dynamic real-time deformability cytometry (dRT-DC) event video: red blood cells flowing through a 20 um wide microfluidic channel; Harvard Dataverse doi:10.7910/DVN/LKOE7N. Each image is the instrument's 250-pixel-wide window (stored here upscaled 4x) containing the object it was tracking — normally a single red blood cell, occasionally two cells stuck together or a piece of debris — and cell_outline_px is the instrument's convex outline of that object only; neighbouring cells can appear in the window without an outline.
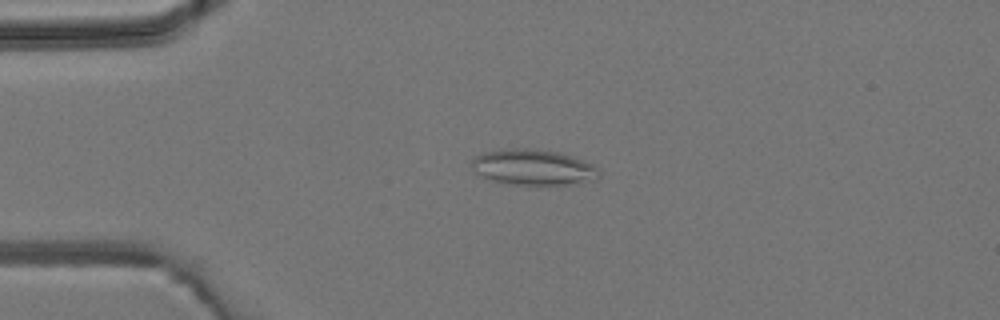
{"species": "common noctule bat (a hibernating species)", "species_latin": "Nyctalus noctula", "temperature_condition": "room temperature", "stored_images_in_passage": 3, "camera_frame_rate_fps": 3000, "um_per_image_px": 0.085, "animal": {"sex": "male", "body_mass_g": 19.2, "forearm_length_mm": 51.8}, "frame": {"image": 1, "passage_image": 2, "time_ms": 2.333, "image_size_px": [1000, 320], "cell_outline_px": [[600, 176], [596, 180], [568, 184], [512, 184], [492, 180], [480, 176], [472, 168], [472, 156], [484, 152], [512, 148], [528, 148], [560, 152], [572, 156], [592, 164], [600, 172]], "centroid_in_image_um": [45.31, 14.2], "position_along_channel_um": 39.7, "area_um2": 26.41}}